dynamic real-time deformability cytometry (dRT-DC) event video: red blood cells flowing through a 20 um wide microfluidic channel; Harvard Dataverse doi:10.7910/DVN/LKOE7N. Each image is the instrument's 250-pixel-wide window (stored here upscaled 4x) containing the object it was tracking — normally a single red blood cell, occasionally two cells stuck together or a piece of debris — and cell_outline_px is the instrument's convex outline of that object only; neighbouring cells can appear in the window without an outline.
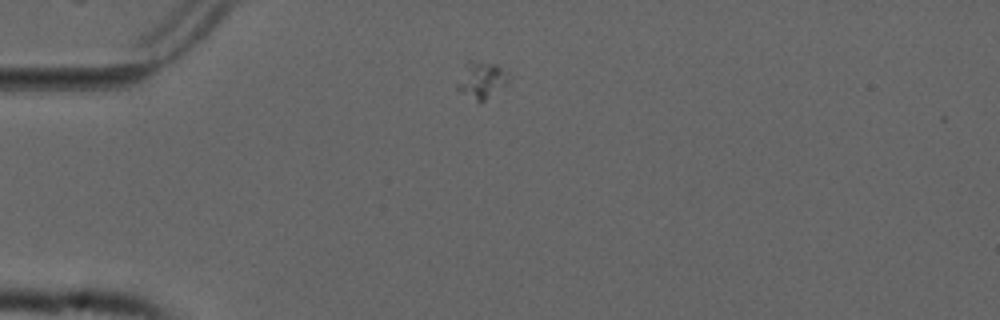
{"species": "common noctule bat (a hibernating species)", "species_latin": "Nyctalus noctula", "temperature_condition": "cold", "stored_images_in_passage": 2, "camera_frame_rate_fps": 3000, "um_per_image_px": 0.085, "animal": {"sex": "male", "forearm_length_mm": 52.5}, "frame": {"image": 1, "passage_image": 1, "time_ms": 0.0, "image_size_px": [1000, 320], "cell_outline_px": [[512, 76], [504, 84], [480, 104], [460, 92], [456, 88], [456, 84], [464, 64], [468, 60], [472, 60], [496, 64]], "centroid_in_image_um": [40.88, 6.79], "position_along_channel_um": 44.1, "area_um2": 11.04}}